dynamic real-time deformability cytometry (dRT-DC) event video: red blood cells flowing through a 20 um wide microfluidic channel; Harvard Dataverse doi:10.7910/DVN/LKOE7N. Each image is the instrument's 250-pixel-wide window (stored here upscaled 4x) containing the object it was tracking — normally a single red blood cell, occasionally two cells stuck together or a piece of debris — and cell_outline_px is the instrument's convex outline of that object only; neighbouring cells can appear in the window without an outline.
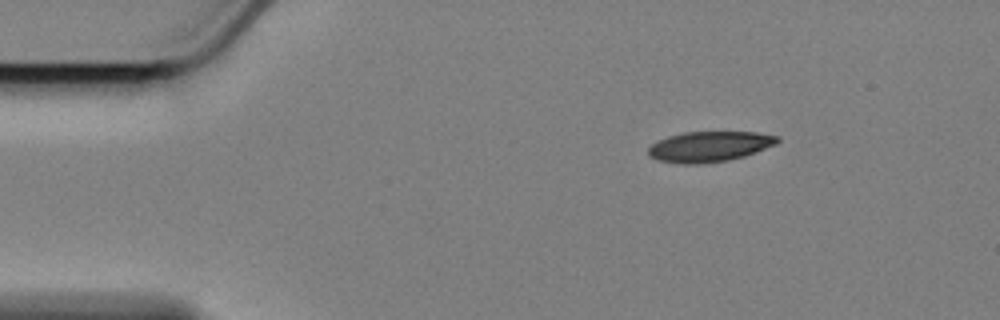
{"species": "Egyptian fruit bat (a non-hibernating species)", "species_latin": "Rousettus aegyptiacus", "temperature_condition": "cold", "stored_images_in_passage": 50, "camera_frame_rate_fps": 3000, "um_per_image_px": 0.085, "animal": {"sex": "female"}, "frame": {"image": 1, "passage_image": 1, "time_ms": 0.0, "image_size_px": [1000, 320], "cell_outline_px": [[780, 140], [776, 144], [744, 156], [728, 160], [700, 164], [680, 164], [660, 160], [648, 156], [648, 148], [652, 144], [668, 136], [684, 132], [756, 132], [780, 136]], "centroid_in_image_um": [60.31, 12.45], "position_along_channel_um": 24.7, "area_um2": 22.83}}
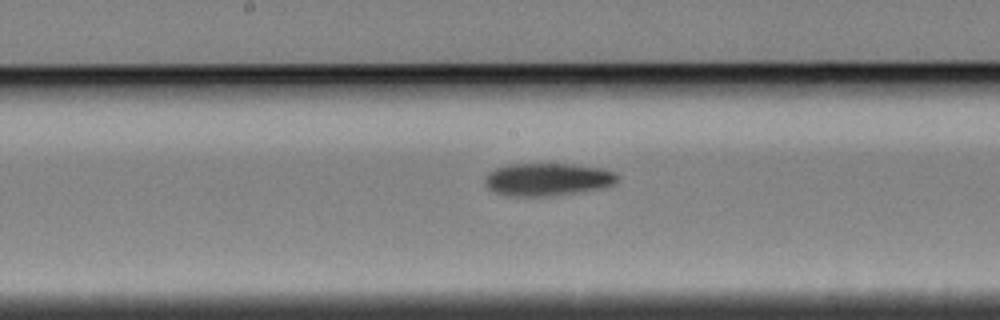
{"frame": {"image": 2, "passage_image": 22, "time_ms": 7.0, "image_size_px": [1000, 320], "cell_outline_px": [[620, 176], [612, 184], [604, 188], [556, 196], [508, 196], [496, 192], [488, 188], [484, 184], [484, 180], [488, 172], [496, 168], [508, 164], [572, 164], [600, 168], [616, 172]], "centroid_in_image_um": [46.54, 15.25], "position_along_channel_um": 201.7, "area_um2": 25.49}}
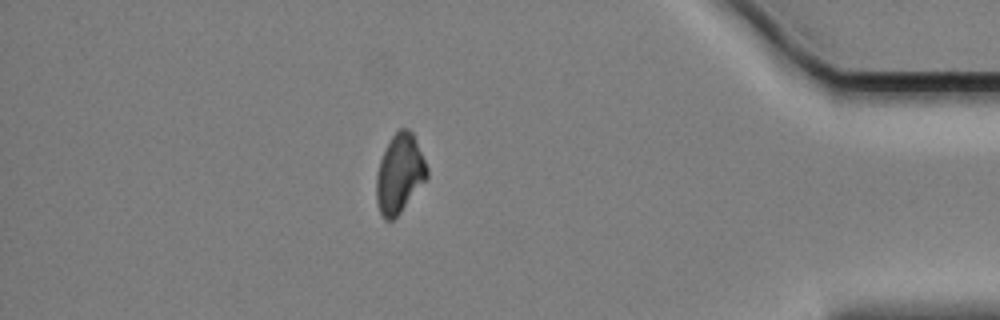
{"frame": {"image": 3, "passage_image": 43, "time_ms": 14.0, "image_size_px": [1000, 320], "cell_outline_px": [[428, 176], [400, 212], [392, 220], [384, 220], [380, 212], [376, 200], [376, 176], [380, 160], [392, 136], [400, 128], [408, 128], [412, 132], [428, 168]], "centroid_in_image_um": [33.95, 14.76], "position_along_channel_um": 401.3, "area_um2": 22.83}, "authors_computed_cell_mechanics": {"area_um2": 24.2471, "velocity_mm_per_s": 3.4222, "shape_relaxation_time_tau1_ms": 8.3659, "shape_relaxation_time_tau2_ms": null, "deformation_change_tau1": 0.1596, "deformation_change_tau2": null}}